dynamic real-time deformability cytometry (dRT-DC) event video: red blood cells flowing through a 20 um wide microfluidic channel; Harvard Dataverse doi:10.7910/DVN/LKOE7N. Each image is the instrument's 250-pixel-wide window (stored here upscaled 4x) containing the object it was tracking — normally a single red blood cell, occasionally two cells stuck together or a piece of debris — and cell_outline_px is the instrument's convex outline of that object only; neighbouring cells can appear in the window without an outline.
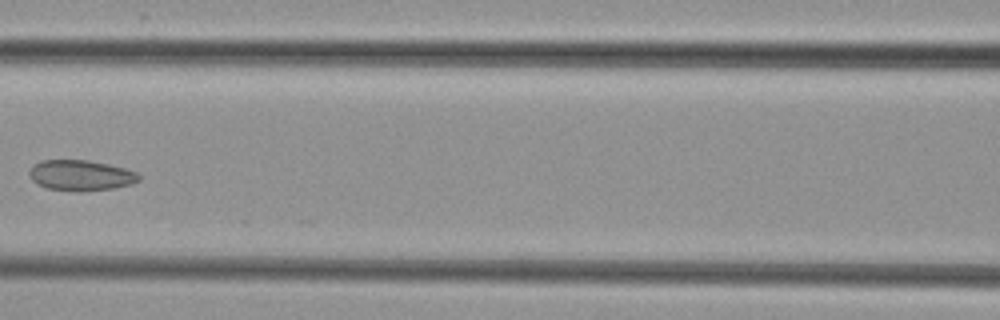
{"species": "common noctule bat (a hibernating species)", "species_latin": "Nyctalus noctula", "temperature_condition": "cold", "stored_images_in_passage": 7, "camera_frame_rate_fps": 3000, "um_per_image_px": 0.085, "animal": {"sex": "female", "body_mass_g": 29.2, "forearm_length_mm": 56.3}, "frame": {"image": 1, "passage_image": 6, "time_ms": 7.0, "image_size_px": [1000, 320], "cell_outline_px": [[140, 180], [132, 184], [112, 188], [80, 192], [76, 192], [48, 188], [36, 184], [28, 176], [28, 172], [40, 160], [88, 160], [108, 164], [124, 168], [136, 172], [140, 176]], "centroid_in_image_um": [6.86, 14.91], "position_along_channel_um": 159.7, "area_um2": 19.59}}
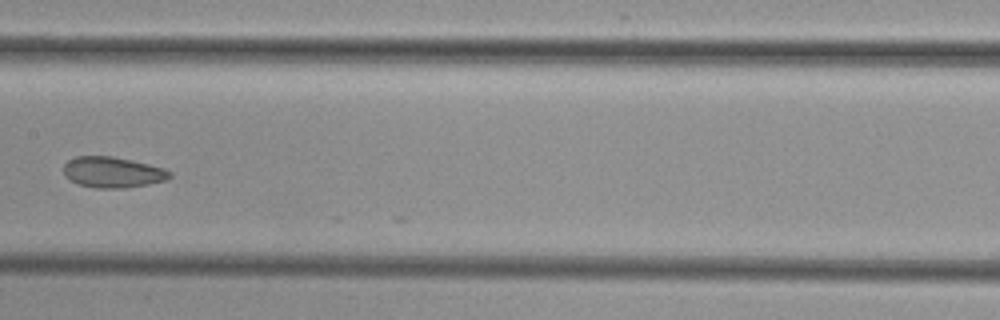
{"frame": {"image": 2, "passage_image": 7, "time_ms": 8.0, "image_size_px": [1000, 320], "cell_outline_px": [[172, 176], [168, 180], [148, 184], [124, 188], [96, 188], [76, 184], [64, 176], [64, 164], [68, 160], [76, 156], [112, 156], [132, 160], [164, 168], [172, 172]], "centroid_in_image_um": [9.58, 14.64], "position_along_channel_um": 197.8, "area_um2": 19.25}}